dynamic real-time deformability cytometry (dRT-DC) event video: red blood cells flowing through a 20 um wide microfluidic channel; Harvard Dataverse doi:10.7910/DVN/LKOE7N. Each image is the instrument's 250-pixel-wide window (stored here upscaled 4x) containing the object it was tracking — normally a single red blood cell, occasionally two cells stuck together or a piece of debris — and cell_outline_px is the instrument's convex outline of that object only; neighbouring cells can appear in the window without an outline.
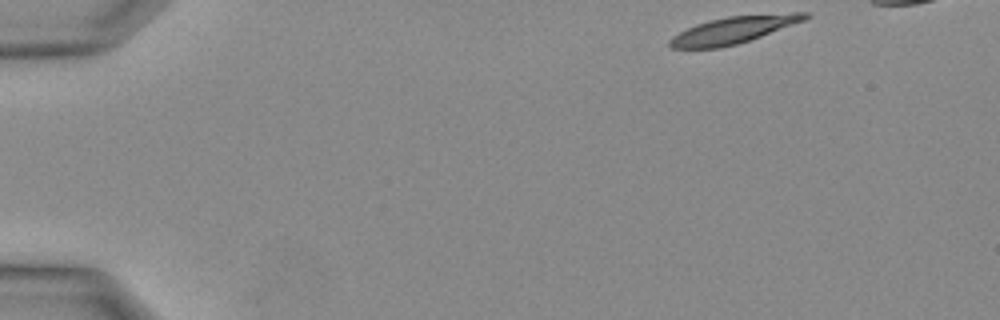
{"species": "Egyptian fruit bat (a non-hibernating species)", "species_latin": "Rousettus aegyptiacus", "temperature_condition": "warm", "stored_images_in_passage": 7, "camera_frame_rate_fps": 3000, "um_per_image_px": 0.085, "animal": {"sex": "female"}, "frame": {"image": 1, "passage_image": 1, "time_ms": 0.0, "image_size_px": [1000, 320], "cell_outline_px": [[812, 16], [804, 20], [760, 36], [736, 44], [720, 48], [672, 48], [668, 44], [668, 40], [680, 32], [696, 24], [728, 16], [792, 12], [808, 12]], "centroid_in_image_um": [62.36, 2.53], "position_along_channel_um": 22.6, "area_um2": 20.92}}